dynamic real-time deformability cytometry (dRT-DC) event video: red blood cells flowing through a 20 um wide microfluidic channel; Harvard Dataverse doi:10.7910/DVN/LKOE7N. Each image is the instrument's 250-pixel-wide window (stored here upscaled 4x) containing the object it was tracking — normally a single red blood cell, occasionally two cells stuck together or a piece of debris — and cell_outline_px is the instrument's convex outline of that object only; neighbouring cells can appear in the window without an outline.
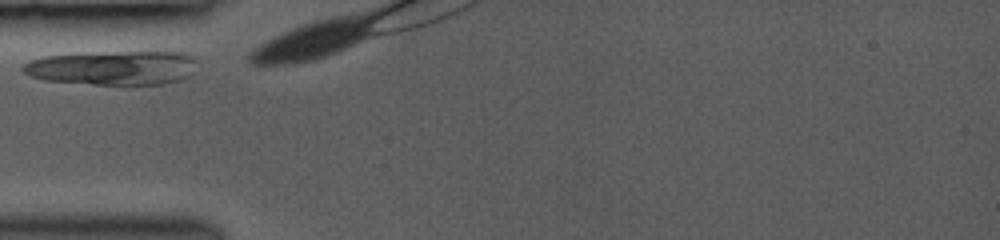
{"species": "common noctule bat (a hibernating species)", "species_latin": "Nyctalus noctula", "temperature_condition": "room temperature", "stored_images_in_passage": 6, "camera_frame_rate_fps": 3000, "um_per_image_px": 0.085, "animal": {"sex": "female", "body_mass_g": 19.0, "forearm_length_mm": 53.3}, "frame": {"image": 1, "passage_image": 1, "time_ms": 0.0, "image_size_px": [1000, 240], "cell_outline_px": [[196, 60], [188, 76], [180, 80], [164, 84], [96, 84], [44, 80], [32, 76], [24, 72], [20, 68], [24, 64], [32, 60], [44, 56], [76, 52], [156, 48], [188, 52]], "centroid_in_image_um": [9.67, 5.68], "position_along_channel_um": 75.3, "area_um2": 36.36}}